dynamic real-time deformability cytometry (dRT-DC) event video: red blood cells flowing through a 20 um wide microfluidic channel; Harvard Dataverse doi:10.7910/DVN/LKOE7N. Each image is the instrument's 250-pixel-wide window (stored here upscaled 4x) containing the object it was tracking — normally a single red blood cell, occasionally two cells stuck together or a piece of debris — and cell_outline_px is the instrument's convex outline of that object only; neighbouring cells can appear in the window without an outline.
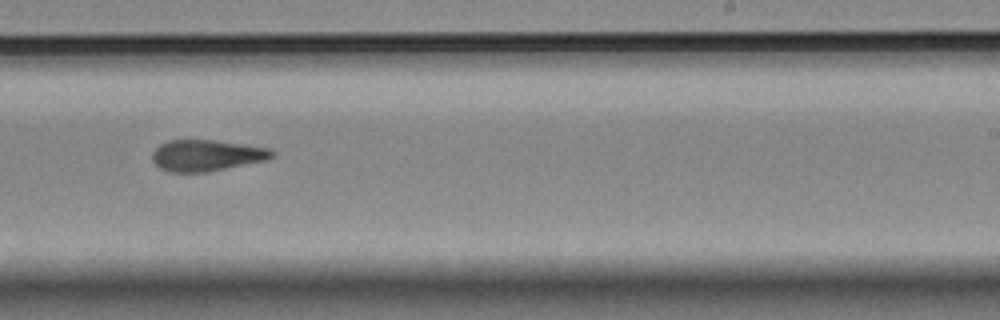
{"species": "Egyptian fruit bat (a non-hibernating species)", "species_latin": "Rousettus aegyptiacus", "temperature_condition": "room temperature", "stored_images_in_passage": 16, "camera_frame_rate_fps": 3000, "um_per_image_px": 0.085, "animal": {"sex": "female"}, "frame": {"image": 1, "passage_image": 10, "time_ms": 11.0, "image_size_px": [1000, 320], "cell_outline_px": [[276, 156], [268, 160], [204, 172], [168, 172], [160, 168], [152, 160], [152, 152], [160, 144], [168, 140], [216, 140], [272, 148], [276, 152]], "centroid_in_image_um": [17.6, 13.2], "position_along_channel_um": 271.4, "area_um2": 22.02}}
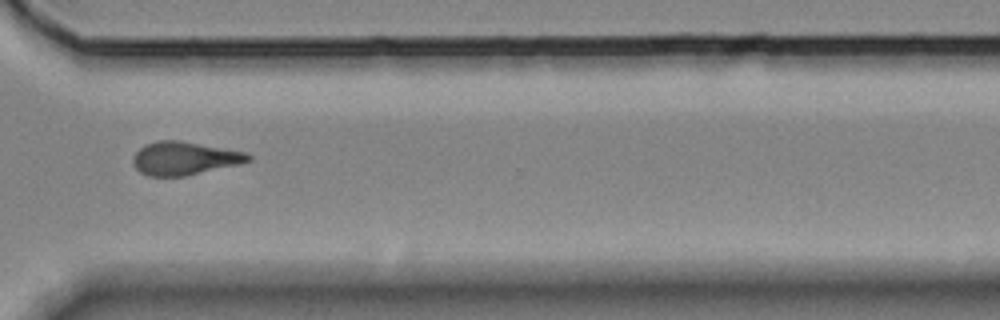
{"frame": {"image": 2, "passage_image": 12, "time_ms": 13.333, "image_size_px": [1000, 320], "cell_outline_px": [[252, 160], [236, 164], [184, 176], [148, 176], [140, 172], [132, 164], [132, 156], [144, 144], [156, 140], [180, 140], [248, 152], [252, 156]], "centroid_in_image_um": [15.64, 13.44], "position_along_channel_um": 355.0, "area_um2": 22.37}, "authors_computed_cell_mechanics": {"area_um2": 20.23, "velocity_mm_per_s": 3.5734, "shape_relaxation_time_tau1_ms": null, "shape_relaxation_time_tau2_ms": 2.6872, "deformation_change_tau1": null, "deformation_change_tau2": 0.0784}}